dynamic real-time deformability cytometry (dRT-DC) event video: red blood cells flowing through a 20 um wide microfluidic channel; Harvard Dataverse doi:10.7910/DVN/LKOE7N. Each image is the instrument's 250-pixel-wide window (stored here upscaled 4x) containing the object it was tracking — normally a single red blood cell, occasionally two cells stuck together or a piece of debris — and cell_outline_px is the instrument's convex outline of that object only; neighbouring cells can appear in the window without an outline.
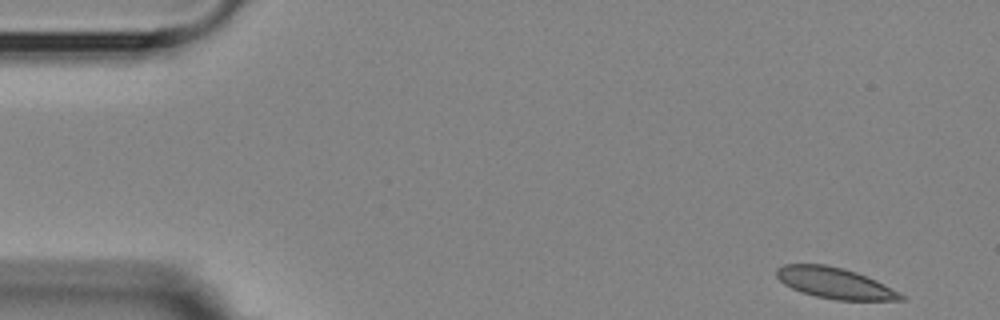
{"species": "Egyptian fruit bat (a non-hibernating species)", "species_latin": "Rousettus aegyptiacus", "temperature_condition": "room temperature", "stored_images_in_passage": 8, "camera_frame_rate_fps": 3000, "um_per_image_px": 0.085, "animal": {"sex": "female"}, "frame": {"image": 1, "passage_image": 1, "time_ms": 0.0, "image_size_px": [1000, 320], "cell_outline_px": [[908, 300], [836, 300], [816, 296], [800, 292], [784, 284], [776, 276], [776, 268], [784, 264], [824, 264], [844, 268], [856, 272], [876, 280], [884, 284], [904, 296]], "centroid_in_image_um": [70.93, 24.06], "position_along_channel_um": 14.1, "area_um2": 22.37}}
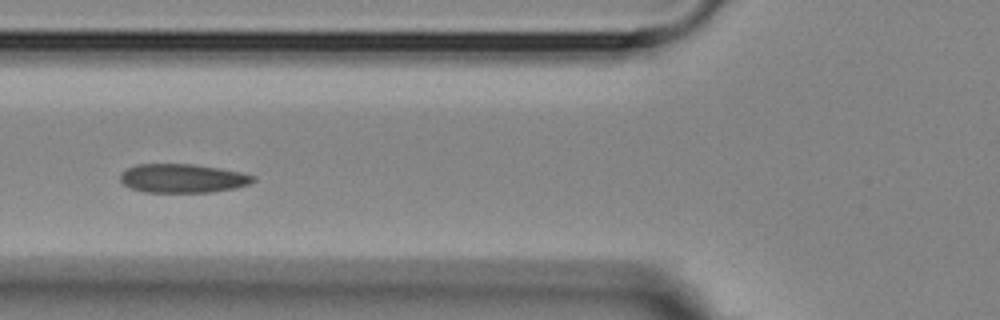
{"frame": {"image": 2, "passage_image": 6, "time_ms": 5.667, "image_size_px": [1000, 320], "cell_outline_px": [[256, 180], [248, 184], [236, 188], [212, 192], [144, 192], [132, 188], [124, 184], [120, 180], [120, 172], [136, 164], [192, 164], [220, 168], [240, 172], [256, 176]], "centroid_in_image_um": [15.53, 15.15], "position_along_channel_um": 110.3, "area_um2": 22.37}}
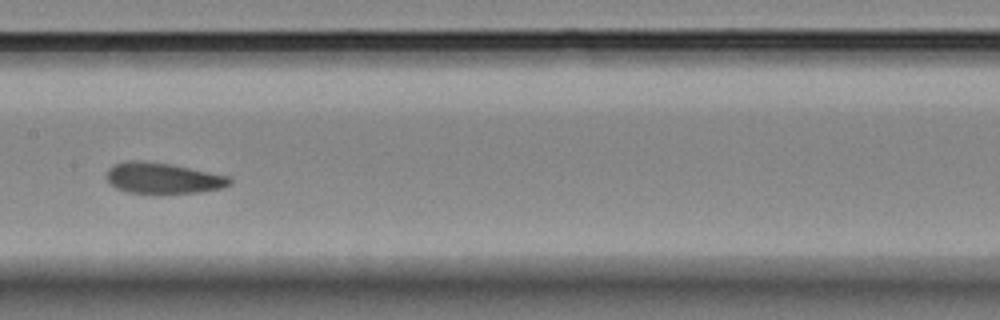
{"frame": {"image": 3, "passage_image": 8, "time_ms": 8.0, "image_size_px": [1000, 320], "cell_outline_px": [[232, 184], [220, 188], [200, 192], [160, 196], [128, 192], [116, 188], [108, 180], [108, 168], [116, 164], [128, 160], [136, 160], [168, 164], [228, 176], [232, 180]], "centroid_in_image_um": [13.85, 15.19], "position_along_channel_um": 193.5, "area_um2": 22.43}}